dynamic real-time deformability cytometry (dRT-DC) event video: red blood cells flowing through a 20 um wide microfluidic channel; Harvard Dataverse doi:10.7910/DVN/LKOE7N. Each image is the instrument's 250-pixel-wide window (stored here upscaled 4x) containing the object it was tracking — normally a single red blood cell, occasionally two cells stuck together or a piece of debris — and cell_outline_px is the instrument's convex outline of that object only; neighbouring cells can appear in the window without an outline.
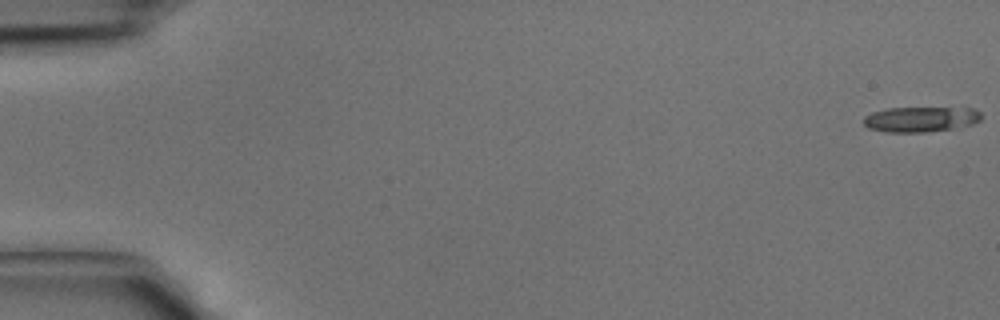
{"species": "common noctule bat (a hibernating species)", "species_latin": "Nyctalus noctula", "temperature_condition": "cold", "stored_images_in_passage": 33, "camera_frame_rate_fps": 3000, "um_per_image_px": 0.085, "animal": {"sex": "male", "body_mass_g": 15.6}, "frame": {"image": 1, "passage_image": 1, "time_ms": 0.0, "image_size_px": [1000, 320], "cell_outline_px": [[980, 120], [972, 124], [952, 128], [924, 132], [884, 132], [868, 128], [864, 124], [864, 116], [872, 112], [888, 108], [972, 108], [980, 112]], "centroid_in_image_um": [78.21, 10.13], "position_along_channel_um": 6.8, "area_um2": 17.17}}
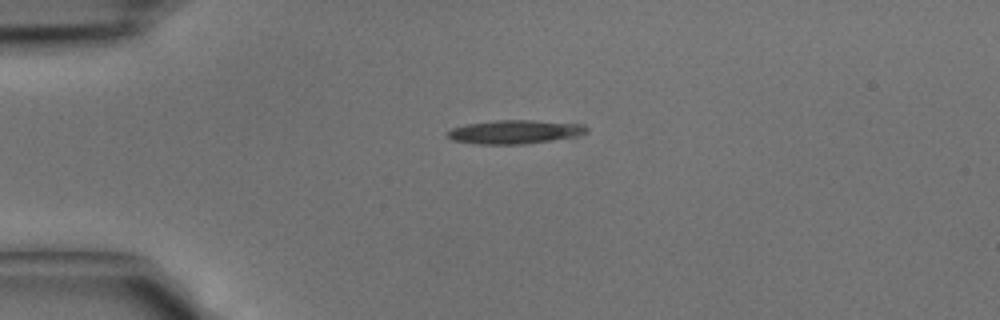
{"frame": {"image": 2, "passage_image": 11, "time_ms": 3.333, "image_size_px": [1000, 320], "cell_outline_px": [[588, 132], [580, 136], [524, 144], [476, 144], [452, 140], [448, 136], [448, 132], [452, 128], [468, 124], [496, 120], [532, 120], [584, 124], [588, 128]], "centroid_in_image_um": [43.82, 11.21], "position_along_channel_um": 41.2, "area_um2": 19.25}}